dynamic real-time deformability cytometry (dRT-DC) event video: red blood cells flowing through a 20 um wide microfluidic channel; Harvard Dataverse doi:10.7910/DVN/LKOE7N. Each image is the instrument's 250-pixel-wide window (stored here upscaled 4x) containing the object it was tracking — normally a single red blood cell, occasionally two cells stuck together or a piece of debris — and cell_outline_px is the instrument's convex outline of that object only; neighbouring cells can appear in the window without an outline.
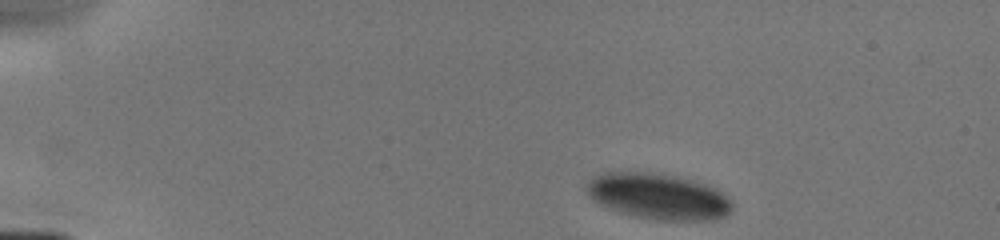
{"species": "human", "species_latin": "Homo sapiens", "temperature_condition": "cold", "stored_images_in_passage": 4, "camera_frame_rate_fps": 3000, "um_per_image_px": 0.085, "donor": {"sex": "male"}, "frame": {"image": 1, "passage_image": 1, "time_ms": 0.0, "image_size_px": [1000, 240], "cell_outline_px": [[732, 208], [724, 216], [712, 220], [656, 220], [636, 216], [620, 212], [600, 204], [588, 196], [584, 188], [588, 180], [604, 172], [644, 172], [676, 176], [704, 184], [720, 192], [732, 204]], "centroid_in_image_um": [55.88, 16.69], "position_along_channel_um": 29.1, "area_um2": 38.44}}